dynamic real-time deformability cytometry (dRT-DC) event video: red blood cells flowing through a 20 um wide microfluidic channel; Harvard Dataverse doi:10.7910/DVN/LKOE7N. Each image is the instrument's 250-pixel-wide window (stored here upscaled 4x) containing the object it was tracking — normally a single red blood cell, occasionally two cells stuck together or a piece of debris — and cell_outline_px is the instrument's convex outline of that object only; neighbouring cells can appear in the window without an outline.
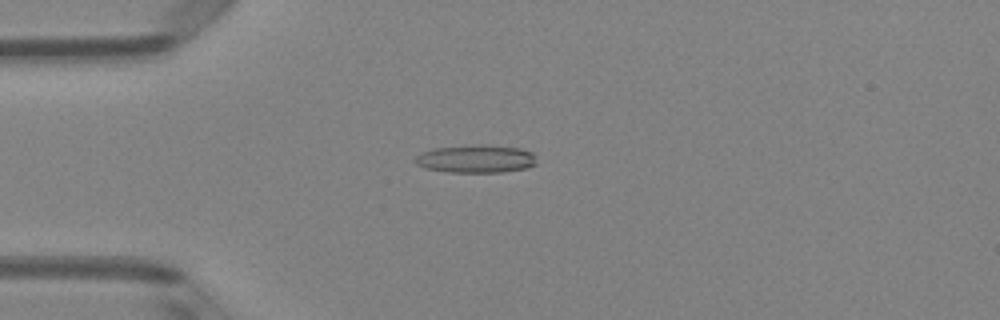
{"species": "Egyptian fruit bat (a non-hibernating species)", "species_latin": "Rousettus aegyptiacus", "temperature_condition": "room temperature", "stored_images_in_passage": 45, "camera_frame_rate_fps": 3000, "um_per_image_px": 0.085, "animal": {"sex": "female"}, "frame": {"image": 1, "passage_image": 8, "time_ms": 2.333, "image_size_px": [1000, 320], "cell_outline_px": [[536, 164], [528, 168], [504, 172], [448, 172], [424, 168], [416, 164], [416, 156], [424, 152], [436, 148], [484, 144], [520, 148], [532, 152], [536, 156]], "centroid_in_image_um": [40.52, 13.51], "position_along_channel_um": 44.5, "area_um2": 19.77}}
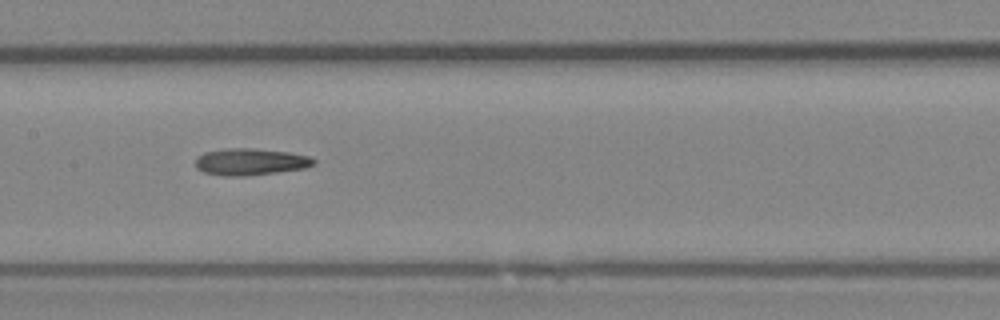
{"frame": {"image": 2, "passage_image": 20, "time_ms": 6.333, "image_size_px": [1000, 320], "cell_outline_px": [[316, 164], [304, 168], [276, 172], [244, 176], [224, 176], [204, 172], [196, 168], [196, 156], [204, 152], [224, 148], [256, 148], [288, 152], [308, 156], [316, 160]], "centroid_in_image_um": [21.26, 13.74], "position_along_channel_um": 186.1, "area_um2": 18.55}}
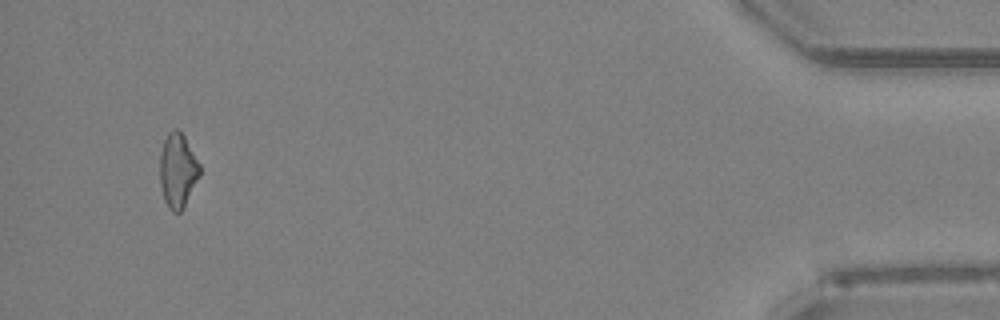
{"frame": {"image": 3, "passage_image": 43, "time_ms": 14.0, "image_size_px": [1000, 320], "cell_outline_px": [[200, 176], [184, 208], [180, 212], [172, 212], [168, 208], [164, 200], [160, 184], [160, 152], [164, 140], [168, 132], [172, 128], [176, 128], [184, 136], [200, 164]], "centroid_in_image_um": [15.1, 14.51], "position_along_channel_um": 420.1, "area_um2": 17.46}}